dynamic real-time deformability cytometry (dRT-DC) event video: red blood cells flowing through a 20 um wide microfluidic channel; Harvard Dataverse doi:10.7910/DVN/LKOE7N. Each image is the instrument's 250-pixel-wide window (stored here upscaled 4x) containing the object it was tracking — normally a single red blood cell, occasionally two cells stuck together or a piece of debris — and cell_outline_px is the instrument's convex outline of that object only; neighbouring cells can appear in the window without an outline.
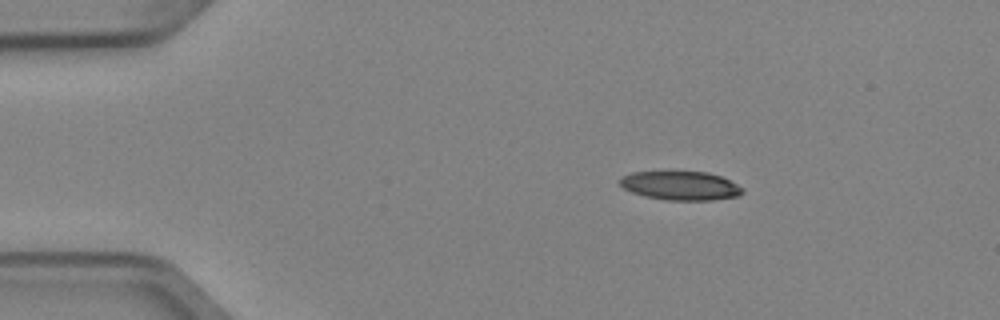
{"species": "Egyptian fruit bat (a non-hibernating species)", "species_latin": "Rousettus aegyptiacus", "temperature_condition": "cold", "stored_images_in_passage": 2, "camera_frame_rate_fps": 3000, "um_per_image_px": 0.085, "animal": {"sex": "female"}, "frame": {"image": 1, "passage_image": 1, "time_ms": 0.0, "image_size_px": [1000, 320], "cell_outline_px": [[744, 192], [740, 196], [712, 200], [668, 200], [644, 196], [632, 192], [624, 188], [620, 184], [620, 180], [624, 176], [632, 172], [708, 172], [720, 176], [744, 188]], "centroid_in_image_um": [57.88, 15.79], "position_along_channel_um": 27.1, "area_um2": 20.46}}